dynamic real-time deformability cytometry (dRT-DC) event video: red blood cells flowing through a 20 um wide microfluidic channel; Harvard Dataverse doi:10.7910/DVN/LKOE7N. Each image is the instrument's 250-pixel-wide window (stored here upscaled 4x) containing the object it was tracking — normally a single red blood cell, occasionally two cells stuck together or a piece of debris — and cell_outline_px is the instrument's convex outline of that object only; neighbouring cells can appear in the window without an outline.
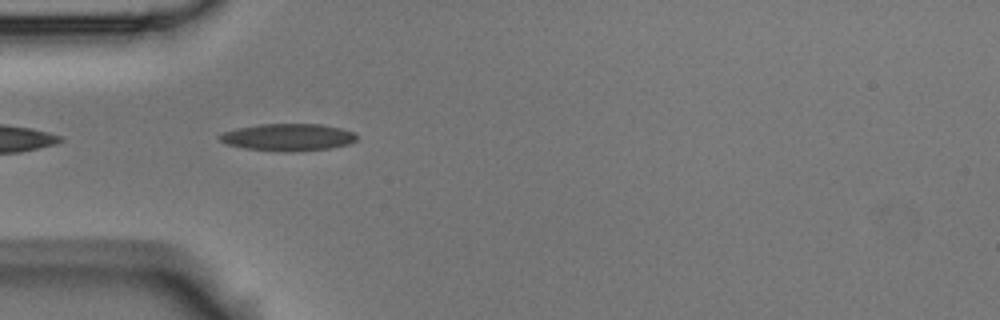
{"species": "Egyptian fruit bat (a non-hibernating species)", "species_latin": "Rousettus aegyptiacus", "temperature_condition": "room temperature", "stored_images_in_passage": 8, "camera_frame_rate_fps": 3000, "um_per_image_px": 0.085, "animal": {"sex": "male"}, "frame": {"image": 1, "passage_image": 3, "time_ms": 0.667, "image_size_px": [1000, 320], "cell_outline_px": [[360, 136], [356, 140], [348, 144], [328, 148], [292, 152], [284, 152], [248, 148], [228, 144], [220, 140], [216, 136], [224, 132], [236, 128], [260, 124], [320, 124], [340, 128], [356, 132]], "centroid_in_image_um": [24.52, 11.66], "position_along_channel_um": 60.5, "area_um2": 21.68}}
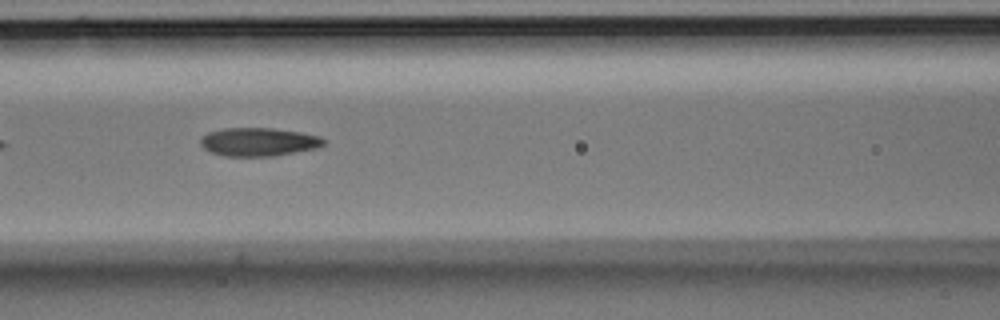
{"frame": {"image": 2, "passage_image": 5, "time_ms": 1.333, "image_size_px": [1000, 320], "cell_outline_px": [[328, 140], [324, 144], [316, 148], [276, 156], [224, 156], [212, 152], [204, 148], [200, 144], [200, 136], [208, 132], [224, 128], [272, 128], [300, 132], [320, 136]], "centroid_in_image_um": [21.98, 12.06], "position_along_channel_um": 144.6, "area_um2": 20.52}}
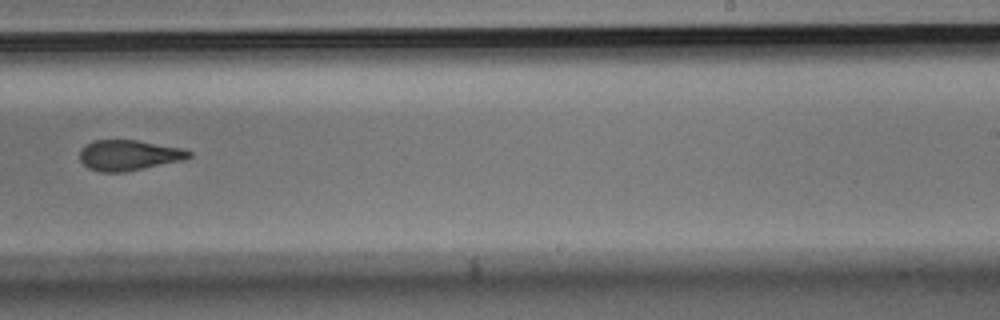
{"frame": {"image": 3, "passage_image": 8, "time_ms": 2.333, "image_size_px": [1000, 320], "cell_outline_px": [[192, 156], [180, 160], [124, 172], [100, 172], [88, 168], [80, 160], [80, 148], [84, 144], [92, 140], [136, 140], [184, 148], [192, 152]], "centroid_in_image_um": [10.9, 13.18], "position_along_channel_um": 278.1, "area_um2": 19.36}}